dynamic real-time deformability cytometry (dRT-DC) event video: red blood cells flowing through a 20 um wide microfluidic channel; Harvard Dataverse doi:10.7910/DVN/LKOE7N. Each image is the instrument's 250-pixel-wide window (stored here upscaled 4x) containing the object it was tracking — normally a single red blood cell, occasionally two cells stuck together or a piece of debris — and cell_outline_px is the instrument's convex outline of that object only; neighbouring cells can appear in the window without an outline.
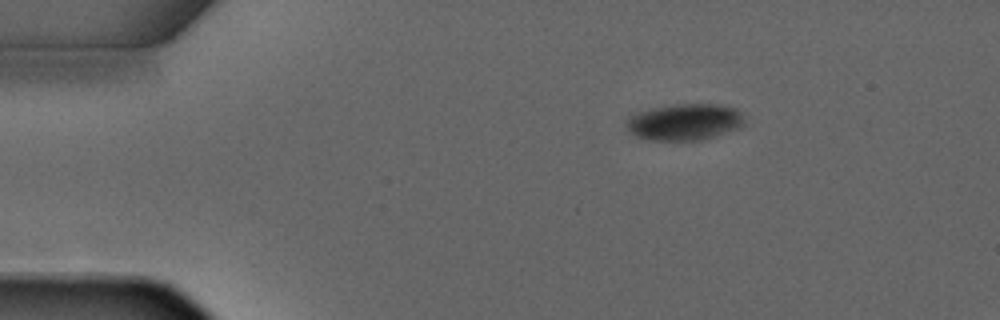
{"species": "common noctule bat (a hibernating species)", "species_latin": "Nyctalus noctula", "temperature_condition": "warm", "stored_images_in_passage": 2, "camera_frame_rate_fps": 3000, "um_per_image_px": 0.085, "animal": {"sex": "male", "forearm_length_mm": 52.5}, "frame": {"image": 1, "passage_image": 1, "time_ms": 0.0, "image_size_px": [1000, 320], "cell_outline_px": [[744, 124], [740, 128], [700, 140], [648, 140], [636, 136], [628, 132], [624, 124], [628, 116], [636, 112], [652, 108], [672, 104], [720, 104], [736, 108], [740, 112], [744, 120]], "centroid_in_image_um": [58.14, 10.36], "position_along_channel_um": 26.9, "area_um2": 25.43}}